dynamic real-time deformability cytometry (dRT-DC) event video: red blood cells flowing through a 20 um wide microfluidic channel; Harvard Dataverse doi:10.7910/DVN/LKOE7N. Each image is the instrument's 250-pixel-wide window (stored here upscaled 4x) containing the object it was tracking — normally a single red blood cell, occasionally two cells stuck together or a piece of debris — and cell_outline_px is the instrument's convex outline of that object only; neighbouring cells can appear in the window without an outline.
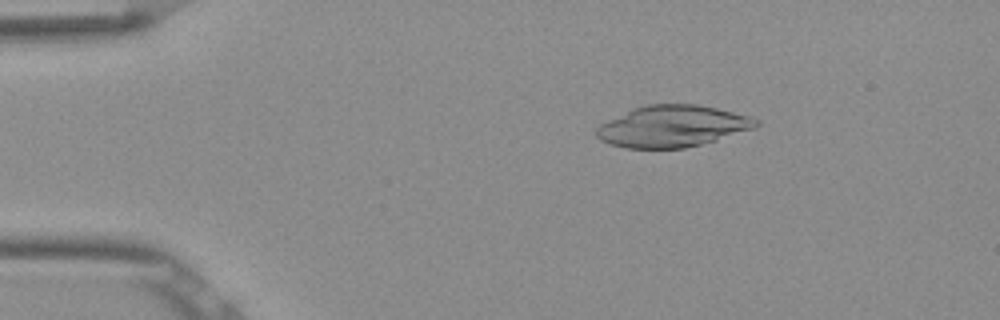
{"species": "Egyptian fruit bat (a non-hibernating species)", "species_latin": "Rousettus aegyptiacus", "temperature_condition": "room temperature", "stored_images_in_passage": 52, "camera_frame_rate_fps": 3000, "um_per_image_px": 0.085, "frame": {"image": 1, "passage_image": 9, "time_ms": 2.667, "image_size_px": [1000, 320], "cell_outline_px": [[760, 124], [756, 128], [716, 140], [684, 148], [624, 148], [608, 144], [600, 140], [596, 136], [596, 128], [600, 124], [608, 120], [636, 108], [648, 104], [696, 104], [716, 108], [748, 116], [760, 120]], "centroid_in_image_um": [57.16, 10.74], "position_along_channel_um": 27.8, "area_um2": 38.44}}